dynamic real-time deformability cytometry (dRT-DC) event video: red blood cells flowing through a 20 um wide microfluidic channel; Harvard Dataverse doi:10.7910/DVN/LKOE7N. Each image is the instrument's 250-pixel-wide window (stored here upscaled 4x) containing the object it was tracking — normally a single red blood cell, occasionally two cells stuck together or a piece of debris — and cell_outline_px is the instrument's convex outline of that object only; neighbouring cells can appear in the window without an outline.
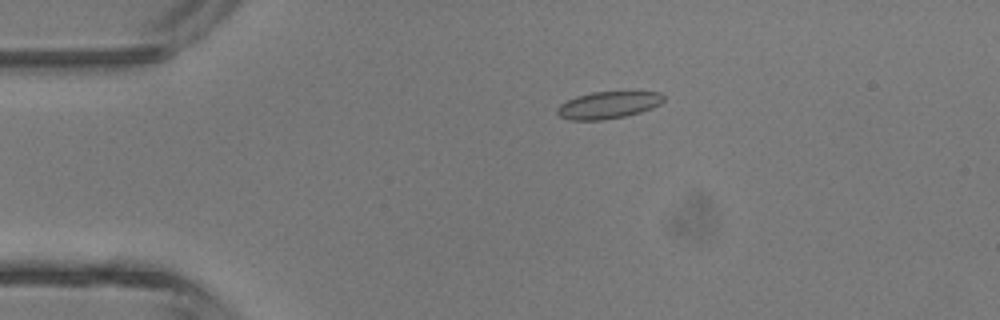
{"species": "common noctule bat (a hibernating species)", "species_latin": "Nyctalus noctula", "temperature_condition": "room temperature", "stored_images_in_passage": 2, "camera_frame_rate_fps": 3000, "um_per_image_px": 0.085, "animal": {"sex": "male", "body_mass_g": 13.3}, "frame": {"image": 1, "passage_image": 1, "time_ms": 0.0, "image_size_px": [1000, 320], "cell_outline_px": [[664, 100], [660, 104], [652, 108], [640, 112], [624, 116], [604, 120], [572, 120], [560, 116], [556, 112], [556, 108], [560, 104], [576, 96], [592, 92], [660, 92], [664, 96]], "centroid_in_image_um": [51.69, 8.93], "position_along_channel_um": 33.3, "area_um2": 16.7}}